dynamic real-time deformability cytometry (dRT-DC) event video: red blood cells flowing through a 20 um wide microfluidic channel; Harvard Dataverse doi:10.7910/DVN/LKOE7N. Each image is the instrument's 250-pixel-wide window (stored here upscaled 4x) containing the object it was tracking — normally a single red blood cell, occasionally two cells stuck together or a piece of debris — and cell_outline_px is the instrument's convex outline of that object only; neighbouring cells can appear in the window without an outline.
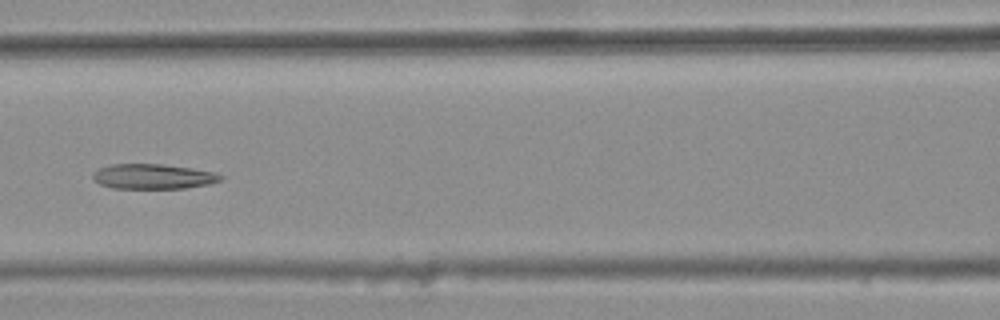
{"species": "common noctule bat (a hibernating species)", "species_latin": "Nyctalus noctula", "temperature_condition": "warm", "stored_images_in_passage": 9, "camera_frame_rate_fps": 3000, "um_per_image_px": 0.085, "animal": {"sex": "female", "body_mass_g": 25.1}, "frame": {"image": 1, "passage_image": 6, "time_ms": 1.667, "image_size_px": [1000, 320], "cell_outline_px": [[224, 176], [220, 180], [208, 184], [184, 188], [112, 188], [100, 184], [92, 176], [92, 172], [100, 168], [112, 164], [160, 164], [192, 168], [212, 172]], "centroid_in_image_um": [12.99, 15.0], "position_along_channel_um": 153.6, "area_um2": 18.38}}
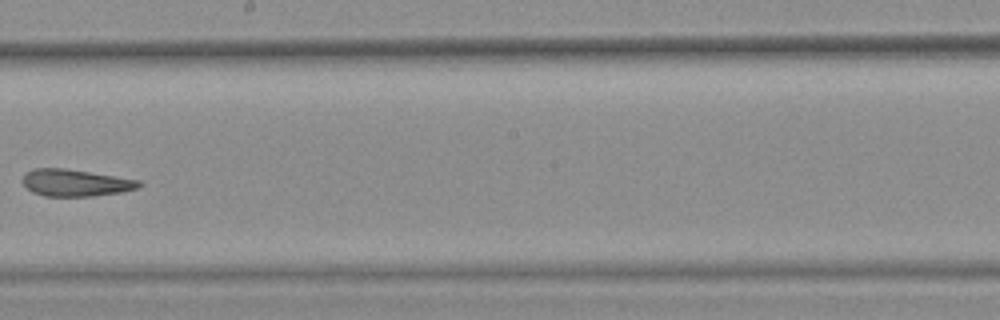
{"frame": {"image": 2, "passage_image": 8, "time_ms": 2.333, "image_size_px": [1000, 320], "cell_outline_px": [[144, 184], [136, 188], [120, 192], [92, 196], [44, 196], [32, 192], [20, 180], [24, 172], [32, 168], [64, 168], [116, 176], [140, 180]], "centroid_in_image_um": [6.37, 15.52], "position_along_channel_um": 241.8, "area_um2": 18.38}}
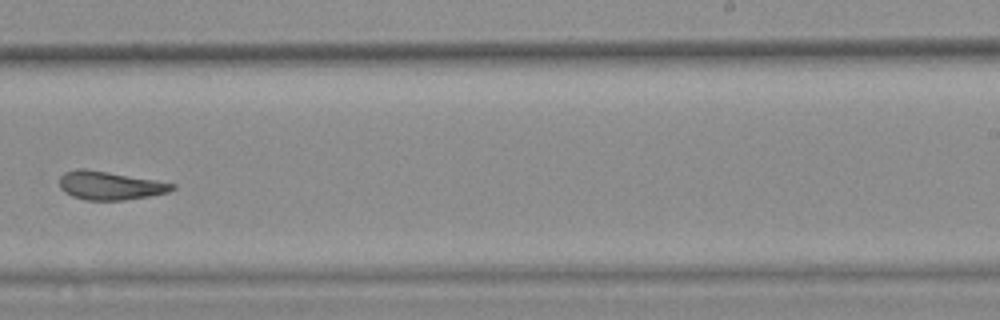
{"frame": {"image": 3, "passage_image": 9, "time_ms": 2.667, "image_size_px": [1000, 320], "cell_outline_px": [[176, 188], [168, 192], [148, 196], [124, 200], [84, 200], [72, 196], [64, 192], [60, 188], [60, 176], [64, 172], [80, 168], [84, 168], [108, 172], [176, 184]], "centroid_in_image_um": [9.31, 15.77], "position_along_channel_um": 279.7, "area_um2": 18.55}}